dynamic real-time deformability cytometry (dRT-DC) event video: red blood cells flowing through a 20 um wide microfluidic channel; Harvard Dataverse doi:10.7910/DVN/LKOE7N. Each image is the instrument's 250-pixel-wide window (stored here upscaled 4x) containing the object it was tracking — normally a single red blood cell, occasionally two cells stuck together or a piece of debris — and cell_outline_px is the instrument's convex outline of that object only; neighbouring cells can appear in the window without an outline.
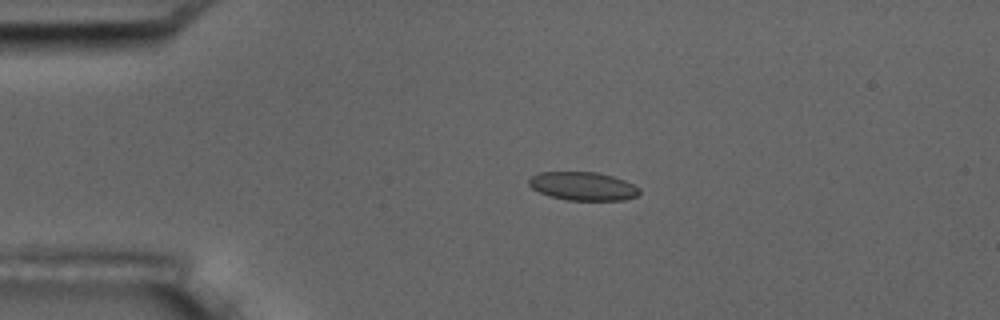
{"species": "common noctule bat (a hibernating species)", "species_latin": "Nyctalus noctula", "temperature_condition": "room temperature", "stored_images_in_passage": 4, "camera_frame_rate_fps": 3000, "um_per_image_px": 0.085, "animal": {"sex": "male", "body_mass_g": 17.5, "forearm_length_mm": 52.3}, "frame": {"image": 1, "passage_image": 3, "time_ms": 3.0, "image_size_px": [1000, 320], "cell_outline_px": [[640, 192], [636, 196], [624, 200], [568, 200], [548, 196], [532, 188], [528, 184], [528, 180], [532, 176], [540, 172], [596, 172], [612, 176], [624, 180], [640, 188]], "centroid_in_image_um": [49.54, 15.83], "position_along_channel_um": 35.5, "area_um2": 18.26}}